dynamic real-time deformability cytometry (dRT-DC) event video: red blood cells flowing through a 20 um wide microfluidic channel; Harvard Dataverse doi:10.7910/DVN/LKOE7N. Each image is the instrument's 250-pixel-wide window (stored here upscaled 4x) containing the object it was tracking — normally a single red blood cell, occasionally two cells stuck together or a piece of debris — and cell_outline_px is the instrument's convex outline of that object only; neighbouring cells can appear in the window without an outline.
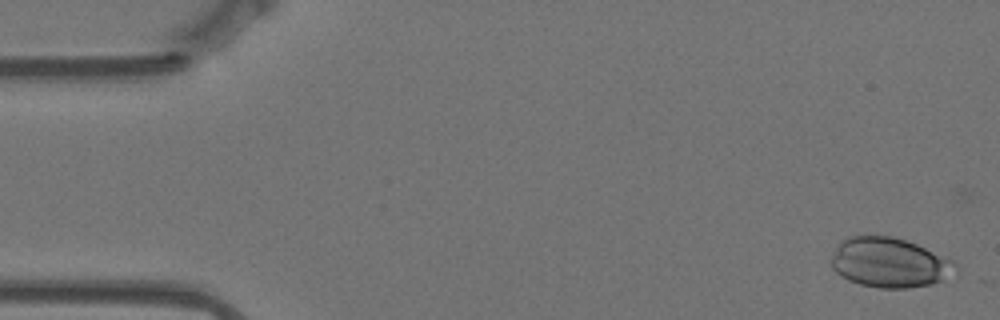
{"species": "Egyptian fruit bat (a non-hibernating species)", "species_latin": "Rousettus aegyptiacus", "temperature_condition": "warm", "stored_images_in_passage": 21, "camera_frame_rate_fps": 3000, "um_per_image_px": 0.085, "animal": {"sex": "female"}, "frame": {"image": 1, "passage_image": 2, "time_ms": 0.333, "image_size_px": [1000, 320], "cell_outline_px": [[960, 268], [940, 280], [928, 284], [908, 288], [880, 288], [860, 284], [848, 280], [836, 272], [832, 268], [828, 260], [836, 244], [840, 240], [848, 236], [892, 236], [916, 244], [952, 260]], "centroid_in_image_um": [75.51, 22.31], "position_along_channel_um": 9.5, "area_um2": 36.01}}
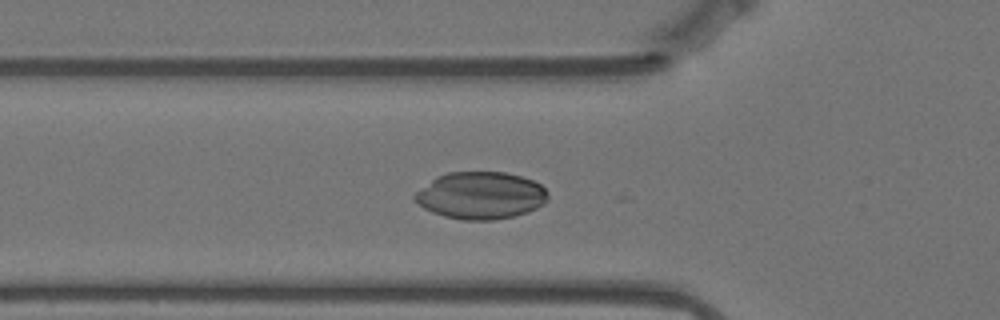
{"frame": {"image": 2, "passage_image": 19, "time_ms": 6.0, "image_size_px": [1000, 320], "cell_outline_px": [[548, 200], [544, 204], [528, 212], [512, 216], [492, 220], [464, 220], [444, 216], [432, 212], [424, 208], [412, 196], [420, 188], [436, 176], [448, 172], [504, 172], [520, 176], [532, 180], [540, 184], [548, 192]], "centroid_in_image_um": [40.87, 16.61], "position_along_channel_um": 84.9, "area_um2": 36.59}}